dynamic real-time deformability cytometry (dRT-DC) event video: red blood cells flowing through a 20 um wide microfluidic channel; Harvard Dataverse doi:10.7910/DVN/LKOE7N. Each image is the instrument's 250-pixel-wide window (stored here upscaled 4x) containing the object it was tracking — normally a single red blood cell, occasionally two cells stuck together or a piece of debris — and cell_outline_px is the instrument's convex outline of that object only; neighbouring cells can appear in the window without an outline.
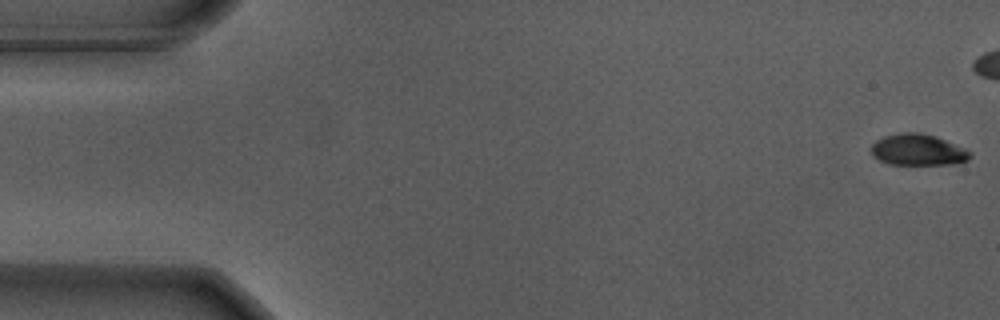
{"species": "Egyptian fruit bat (a non-hibernating species)", "species_latin": "Rousettus aegyptiacus", "temperature_condition": "warm", "stored_images_in_passage": 45, "camera_frame_rate_fps": 3000, "um_per_image_px": 0.085, "animal": {"sex": "male"}, "frame": {"image": 1, "passage_image": 1, "time_ms": 0.0, "image_size_px": [1000, 320], "cell_outline_px": [[972, 156], [968, 160], [952, 164], [888, 164], [872, 156], [872, 144], [876, 140], [884, 136], [900, 132], [920, 132], [936, 136], [964, 148], [972, 152]], "centroid_in_image_um": [78.03, 12.73], "position_along_channel_um": 7.0, "area_um2": 18.09}}
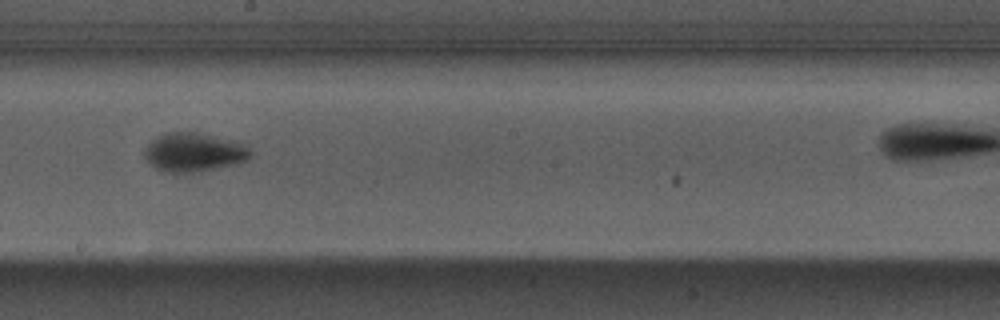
{"frame": {"image": 2, "passage_image": 31, "time_ms": 10.0, "image_size_px": [1000, 320], "cell_outline_px": [[252, 156], [248, 160], [200, 172], [172, 176], [156, 168], [144, 156], [144, 148], [156, 136], [168, 132], [196, 132], [232, 140], [248, 148], [252, 152]], "centroid_in_image_um": [16.43, 12.98], "position_along_channel_um": 231.8, "area_um2": 24.28}}
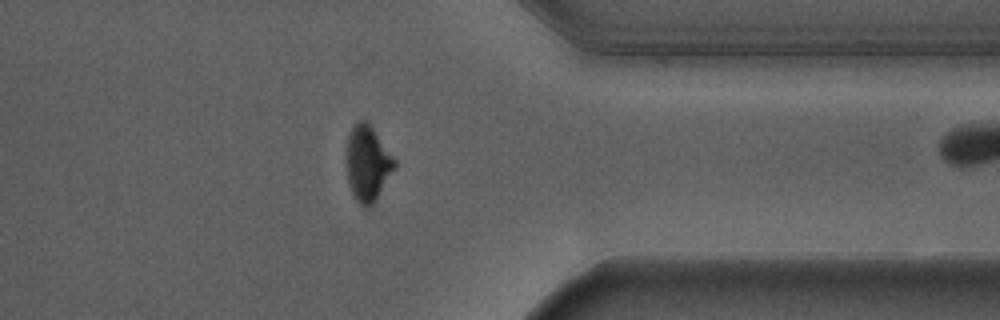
{"frame": {"image": 3, "passage_image": 44, "time_ms": 14.333, "image_size_px": [1000, 320], "cell_outline_px": [[396, 168], [372, 204], [368, 208], [364, 208], [356, 200], [352, 192], [348, 180], [348, 136], [352, 128], [364, 116], [396, 160]], "centroid_in_image_um": [31.28, 13.88], "position_along_channel_um": 380.1, "area_um2": 20.75}}